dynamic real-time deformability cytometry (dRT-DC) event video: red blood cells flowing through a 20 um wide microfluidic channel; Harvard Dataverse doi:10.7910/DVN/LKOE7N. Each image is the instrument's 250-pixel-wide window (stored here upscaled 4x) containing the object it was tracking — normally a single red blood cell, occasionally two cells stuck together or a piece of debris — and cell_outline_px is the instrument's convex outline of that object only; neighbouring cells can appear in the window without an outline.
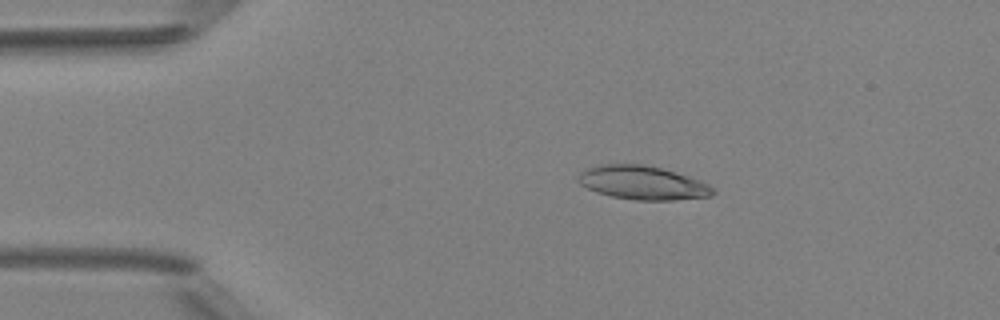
{"species": "Egyptian fruit bat (a non-hibernating species)", "species_latin": "Rousettus aegyptiacus", "temperature_condition": "room temperature", "stored_images_in_passage": 5, "camera_frame_rate_fps": 3000, "um_per_image_px": 0.085, "animal": {"sex": "female"}, "frame": {"image": 1, "passage_image": 3, "time_ms": 3.0, "image_size_px": [1000, 320], "cell_outline_px": [[716, 192], [712, 196], [672, 200], [636, 200], [612, 196], [596, 192], [580, 184], [580, 172], [588, 168], [600, 164], [644, 164], [660, 168], [688, 176], [700, 180], [708, 184]], "centroid_in_image_um": [54.64, 15.54], "position_along_channel_um": 30.4, "area_um2": 26.18}}